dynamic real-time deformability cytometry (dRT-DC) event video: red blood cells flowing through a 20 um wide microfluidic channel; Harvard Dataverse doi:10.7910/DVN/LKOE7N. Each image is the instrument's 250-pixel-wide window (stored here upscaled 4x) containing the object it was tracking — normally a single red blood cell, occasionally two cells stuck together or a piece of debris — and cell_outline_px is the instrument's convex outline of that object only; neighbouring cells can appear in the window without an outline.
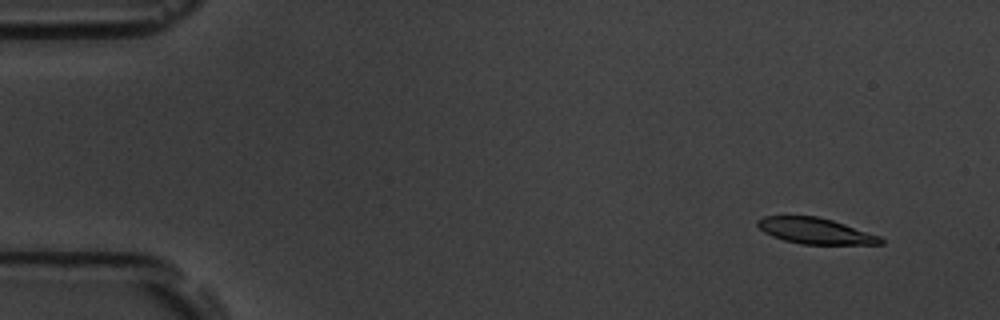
{"species": "common noctule bat (a hibernating species)", "species_latin": "Nyctalus noctula", "temperature_condition": "room temperature", "stored_images_in_passage": 55, "camera_frame_rate_fps": 3000, "um_per_image_px": 0.085, "animal": {"sex": "male", "body_mass_g": 19.5, "forearm_length_mm": 54.6}, "frame": {"image": 1, "passage_image": 5, "time_ms": 1.333, "image_size_px": [1000, 320], "cell_outline_px": [[884, 244], [800, 244], [784, 240], [772, 236], [764, 232], [756, 224], [756, 220], [764, 216], [816, 216], [832, 220], [880, 236], [884, 240]], "centroid_in_image_um": [69.28, 19.63], "position_along_channel_um": 15.7, "area_um2": 18.5}}
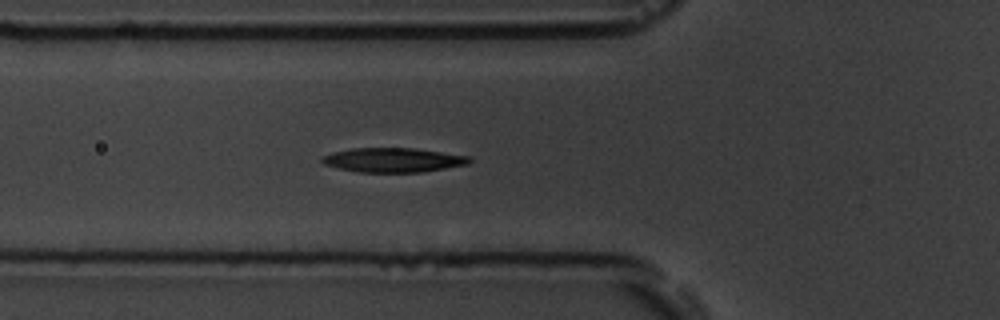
{"frame": {"image": 2, "passage_image": 20, "time_ms": 6.333, "image_size_px": [1000, 320], "cell_outline_px": [[472, 160], [468, 164], [420, 172], [360, 172], [340, 168], [324, 164], [320, 160], [320, 156], [332, 152], [352, 148], [416, 148], [472, 156]], "centroid_in_image_um": [33.43, 13.59], "position_along_channel_um": 92.4, "area_um2": 20.98}}
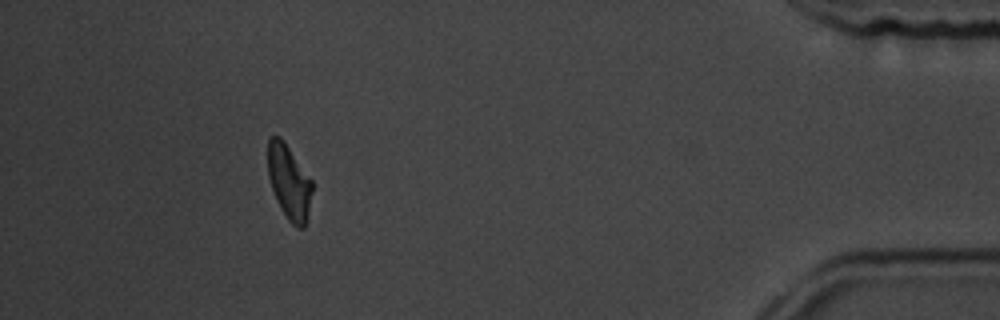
{"frame": {"image": 3, "passage_image": 50, "time_ms": 16.333, "image_size_px": [1000, 320], "cell_outline_px": [[312, 192], [308, 212], [304, 228], [296, 228], [288, 220], [280, 208], [276, 200], [268, 176], [268, 136], [280, 136], [312, 180]], "centroid_in_image_um": [24.56, 15.48], "position_along_channel_um": 410.6, "area_um2": 19.13}, "authors_computed_cell_mechanics": {"area_um2": 20.4612, "velocity_mm_per_s": 3.7671, "shape_relaxation_time_tau1_ms": 3.1877, "shape_relaxation_time_tau2_ms": 9.4937, "deformation_change_tau1": 0.1285, "deformation_change_tau2": 0.1937}}